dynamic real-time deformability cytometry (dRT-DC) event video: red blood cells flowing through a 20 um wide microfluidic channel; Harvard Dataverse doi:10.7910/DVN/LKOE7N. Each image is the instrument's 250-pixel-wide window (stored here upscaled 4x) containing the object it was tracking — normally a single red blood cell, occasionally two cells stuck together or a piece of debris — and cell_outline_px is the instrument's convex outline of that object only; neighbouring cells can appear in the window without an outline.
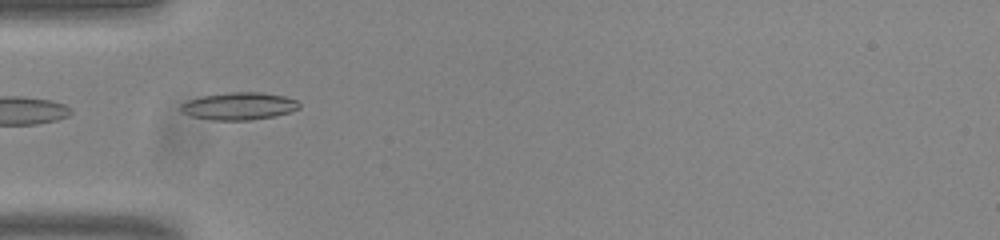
{"species": "common noctule bat (a hibernating species)", "species_latin": "Nyctalus noctula", "temperature_condition": "room temperature", "stored_images_in_passage": 35, "camera_frame_rate_fps": 3000, "um_per_image_px": 0.085, "animal": {"sex": "male", "body_mass_g": 20.0, "forearm_length_mm": 53.3}, "frame": {"image": 1, "passage_image": 1, "time_ms": 0.0, "image_size_px": [1000, 240], "cell_outline_px": [[300, 108], [288, 112], [272, 116], [248, 120], [212, 120], [192, 116], [180, 112], [180, 104], [188, 100], [204, 96], [228, 92], [260, 92], [284, 96], [296, 100], [300, 104]], "centroid_in_image_um": [20.28, 9.01], "position_along_channel_um": 64.7, "area_um2": 18.79}}
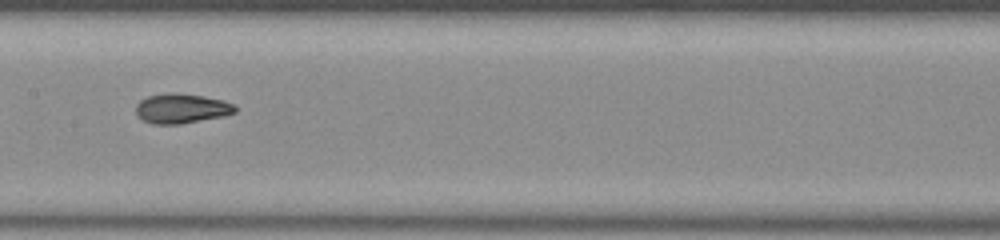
{"frame": {"image": 2, "passage_image": 11, "time_ms": 3.333, "image_size_px": [1000, 240], "cell_outline_px": [[236, 112], [224, 116], [180, 124], [152, 124], [144, 120], [136, 112], [136, 104], [140, 100], [148, 96], [176, 92], [204, 96], [224, 100], [236, 104]], "centroid_in_image_um": [15.47, 9.21], "position_along_channel_um": 191.9, "area_um2": 17.22}}
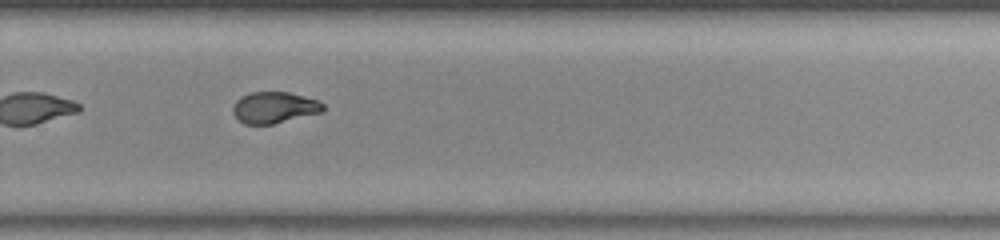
{"frame": {"image": 3, "passage_image": 20, "time_ms": 6.333, "image_size_px": [1000, 240], "cell_outline_px": [[324, 112], [272, 124], [244, 124], [232, 112], [232, 108], [236, 100], [240, 96], [252, 92], [288, 92], [316, 100], [324, 104]], "centroid_in_image_um": [23.31, 9.14], "position_along_channel_um": 306.5, "area_um2": 16.42}, "authors_computed_cell_mechanics": {"area_um2": 16.9354, "velocity_mm_per_s": 3.8287, "shape_relaxation_time_tau1_ms": 5.3303, "shape_relaxation_time_tau2_ms": 1.3784, "deformation_change_tau1": 0.1703, "deformation_change_tau2": 0.0714}}